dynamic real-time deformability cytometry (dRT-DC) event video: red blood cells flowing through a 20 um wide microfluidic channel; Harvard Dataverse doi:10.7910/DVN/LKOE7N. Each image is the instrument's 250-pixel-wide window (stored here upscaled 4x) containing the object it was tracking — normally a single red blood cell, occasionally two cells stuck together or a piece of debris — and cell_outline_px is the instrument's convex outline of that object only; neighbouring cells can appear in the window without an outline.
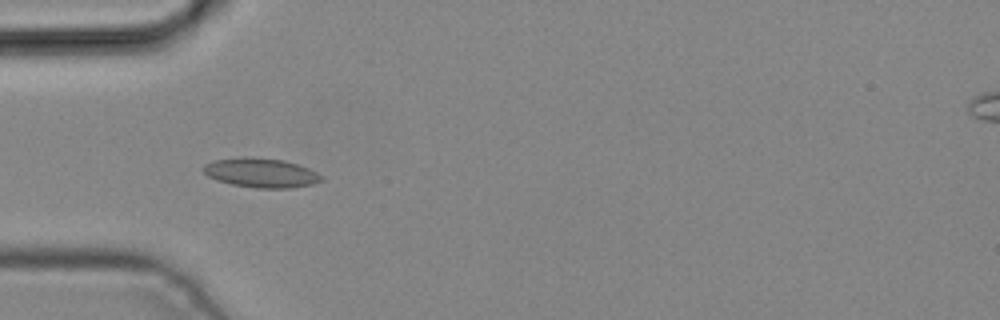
{"species": "common noctule bat (a hibernating species)", "species_latin": "Nyctalus noctula", "temperature_condition": "cold", "stored_images_in_passage": 3, "camera_frame_rate_fps": 3000, "um_per_image_px": 0.085, "animal": {"sex": "male", "body_mass_g": 19.2, "forearm_length_mm": 51.8}, "frame": {"image": 1, "passage_image": 2, "time_ms": 0.333, "image_size_px": [1000, 320], "cell_outline_px": [[324, 180], [312, 184], [292, 188], [256, 188], [232, 184], [208, 176], [204, 172], [204, 164], [216, 160], [240, 156], [244, 156], [284, 160], [308, 168], [324, 176]], "centroid_in_image_um": [22.23, 14.68], "position_along_channel_um": 62.8, "area_um2": 20.11}}
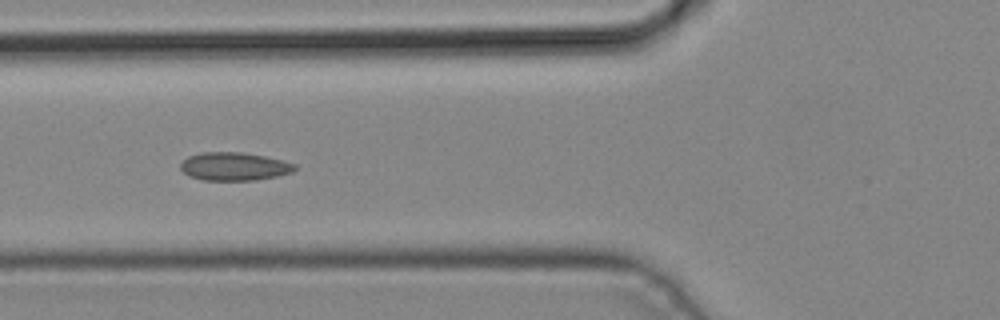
{"frame": {"image": 2, "passage_image": 3, "time_ms": 0.667, "image_size_px": [1000, 320], "cell_outline_px": [[296, 168], [292, 172], [276, 176], [252, 180], [204, 180], [188, 176], [180, 168], [180, 164], [188, 156], [204, 152], [244, 152], [264, 156], [296, 164]], "centroid_in_image_um": [19.88, 14.14], "position_along_channel_um": 105.9, "area_um2": 18.61}}